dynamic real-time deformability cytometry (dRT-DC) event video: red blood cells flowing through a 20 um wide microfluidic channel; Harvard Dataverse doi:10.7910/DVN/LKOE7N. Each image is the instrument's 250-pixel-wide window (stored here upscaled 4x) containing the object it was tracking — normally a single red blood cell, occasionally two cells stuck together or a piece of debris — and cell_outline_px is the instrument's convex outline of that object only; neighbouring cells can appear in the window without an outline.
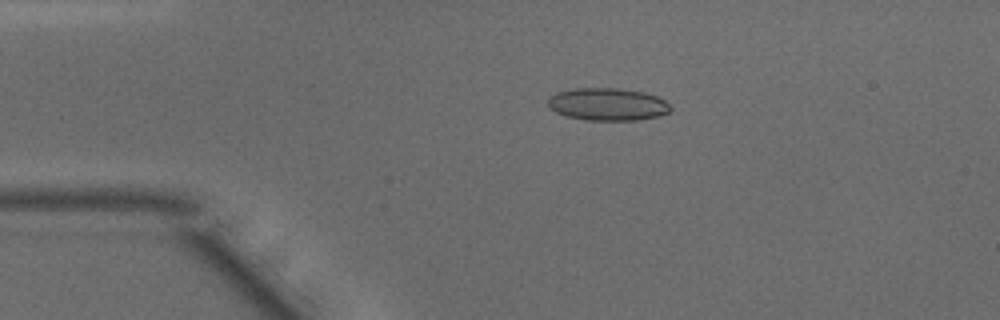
{"species": "common noctule bat (a hibernating species)", "species_latin": "Nyctalus noctula", "temperature_condition": "warm", "stored_images_in_passage": 47, "camera_frame_rate_fps": 3000, "um_per_image_px": 0.085, "animal": {"sex": "male", "body_mass_g": 15.6}, "frame": {"image": 1, "passage_image": 9, "time_ms": 2.667, "image_size_px": [1000, 320], "cell_outline_px": [[672, 108], [668, 112], [660, 116], [636, 120], [584, 120], [564, 116], [556, 112], [548, 104], [548, 96], [556, 92], [576, 88], [620, 88], [644, 92], [656, 96], [664, 100]], "centroid_in_image_um": [51.63, 8.86], "position_along_channel_um": 33.4, "area_um2": 23.35}}
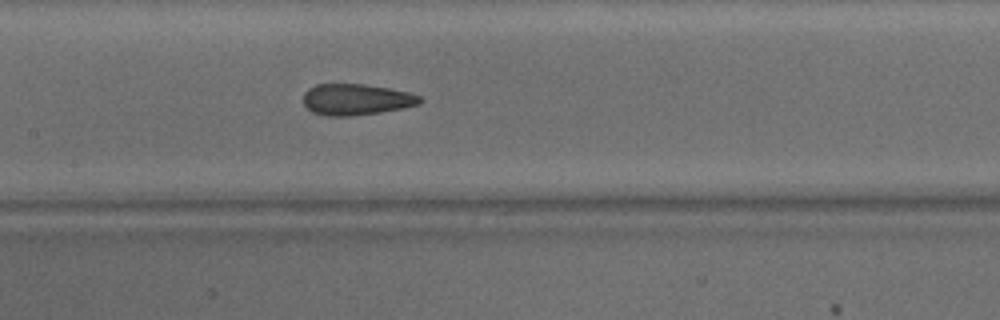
{"frame": {"image": 2, "passage_image": 22, "time_ms": 7.0, "image_size_px": [1000, 320], "cell_outline_px": [[424, 100], [420, 104], [404, 108], [380, 112], [348, 116], [324, 116], [312, 112], [304, 104], [304, 92], [308, 88], [316, 84], [364, 84], [388, 88], [408, 92], [420, 96]], "centroid_in_image_um": [30.28, 8.46], "position_along_channel_um": 177.1, "area_um2": 21.27}}
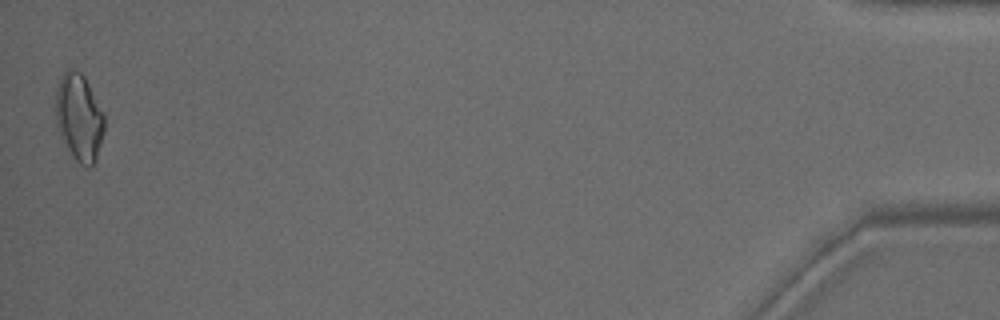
{"frame": {"image": 3, "passage_image": 47, "time_ms": 15.333, "image_size_px": [1000, 320], "cell_outline_px": [[104, 132], [96, 156], [92, 164], [88, 168], [80, 164], [72, 156], [60, 136], [56, 120], [56, 88], [64, 72], [68, 68], [72, 68], [80, 72], [84, 76], [104, 112]], "centroid_in_image_um": [6.72, 9.96], "position_along_channel_um": 428.5, "area_um2": 24.57}, "authors_computed_cell_mechanics": {"area_um2": 21.7328, "velocity_mm_per_s": 4.1641, "shape_relaxation_time_tau1_ms": 9.2068, "shape_relaxation_time_tau2_ms": 1.755, "deformation_change_tau1": 0.1937, "deformation_change_tau2": 0.0946}}